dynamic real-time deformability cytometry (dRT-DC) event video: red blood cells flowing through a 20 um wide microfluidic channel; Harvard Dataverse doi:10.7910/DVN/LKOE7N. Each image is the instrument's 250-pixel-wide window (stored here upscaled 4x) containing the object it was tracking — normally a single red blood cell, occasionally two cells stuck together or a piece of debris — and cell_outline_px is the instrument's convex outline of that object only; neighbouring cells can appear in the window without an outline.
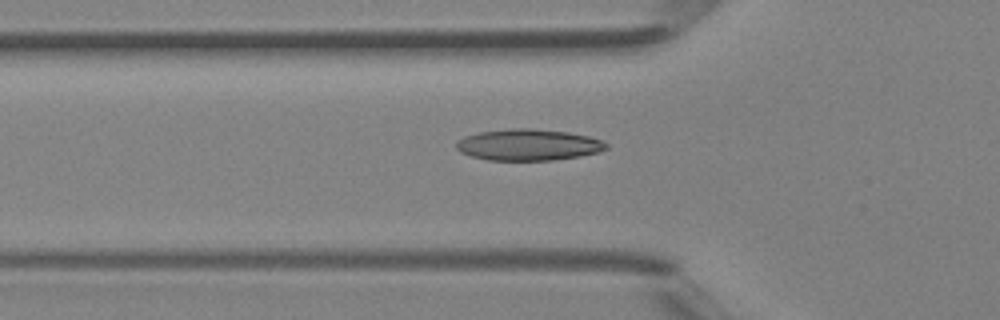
{"species": "Egyptian fruit bat (a non-hibernating species)", "species_latin": "Rousettus aegyptiacus", "temperature_condition": "room temperature", "stored_images_in_passage": 31, "camera_frame_rate_fps": 3000, "um_per_image_px": 0.085, "animal": {"sex": "female"}, "frame": {"image": 1, "passage_image": 7, "time_ms": 2.0, "image_size_px": [1000, 320], "cell_outline_px": [[608, 148], [596, 152], [580, 156], [552, 160], [488, 160], [472, 156], [460, 152], [456, 148], [456, 140], [464, 136], [480, 132], [516, 128], [532, 128], [568, 132], [588, 136], [600, 140], [608, 144]], "centroid_in_image_um": [44.88, 12.3], "position_along_channel_um": 80.9, "area_um2": 27.28}}
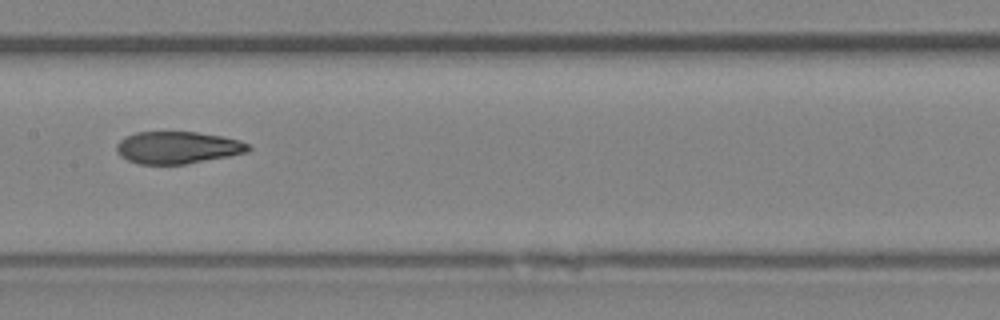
{"frame": {"image": 2, "passage_image": 14, "time_ms": 4.333, "image_size_px": [1000, 320], "cell_outline_px": [[252, 148], [248, 152], [228, 156], [184, 164], [140, 164], [128, 160], [120, 156], [116, 152], [116, 144], [120, 140], [136, 132], [196, 132], [220, 136], [240, 140], [248, 144]], "centroid_in_image_um": [15.09, 12.54], "position_along_channel_um": 192.3, "area_um2": 24.57}}
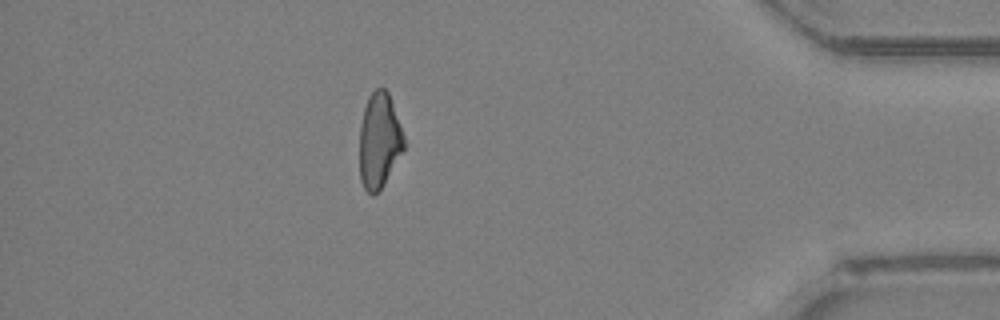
{"frame": {"image": 3, "passage_image": 30, "time_ms": 9.667, "image_size_px": [1000, 320], "cell_outline_px": [[404, 148], [380, 188], [372, 196], [364, 188], [360, 180], [360, 124], [364, 108], [368, 96], [376, 88], [384, 88], [388, 92], [404, 136]], "centroid_in_image_um": [32.21, 11.92], "position_along_channel_um": 403.0, "area_um2": 24.16}}